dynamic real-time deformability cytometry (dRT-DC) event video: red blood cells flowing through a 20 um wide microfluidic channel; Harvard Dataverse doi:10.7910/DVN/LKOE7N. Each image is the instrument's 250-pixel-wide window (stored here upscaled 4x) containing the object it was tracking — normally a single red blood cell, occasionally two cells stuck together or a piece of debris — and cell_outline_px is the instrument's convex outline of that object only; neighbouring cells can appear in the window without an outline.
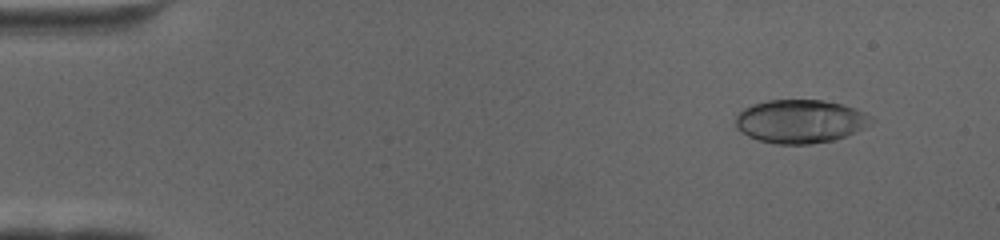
{"species": "human", "species_latin": "Homo sapiens", "temperature_condition": "cold", "stored_images_in_passage": 66, "camera_frame_rate_fps": 3000, "um_per_image_px": 0.085, "donor": {"sex": "female"}, "frame": {"image": 1, "passage_image": 5, "time_ms": 1.333, "image_size_px": [1000, 240], "cell_outline_px": [[876, 120], [872, 124], [844, 136], [832, 140], [812, 144], [776, 144], [760, 140], [748, 136], [740, 132], [736, 128], [736, 116], [744, 108], [752, 104], [768, 100], [820, 100], [840, 104], [856, 108], [872, 116]], "centroid_in_image_um": [68.03, 10.31], "position_along_channel_um": 17.0, "area_um2": 34.33}}
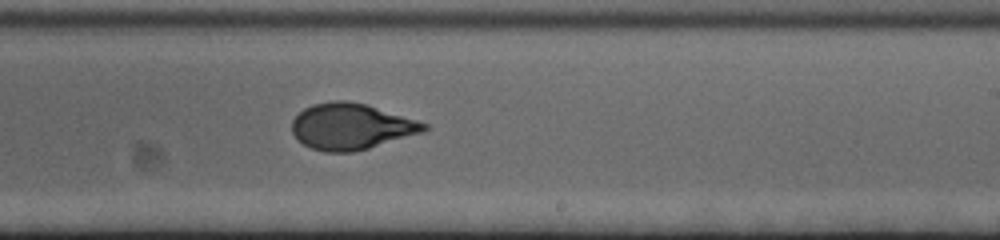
{"frame": {"image": 2, "passage_image": 40, "time_ms": 13.0, "image_size_px": [1000, 240], "cell_outline_px": [[428, 128], [424, 132], [368, 148], [352, 152], [324, 152], [312, 148], [304, 144], [292, 132], [292, 120], [304, 108], [312, 104], [332, 100], [344, 100], [368, 104], [428, 124]], "centroid_in_image_um": [29.85, 10.74], "position_along_channel_um": 259.2, "area_um2": 35.37}}
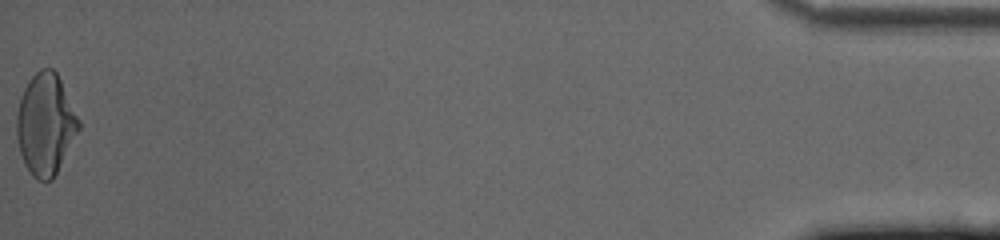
{"frame": {"image": 3, "passage_image": 66, "time_ms": 21.667, "image_size_px": [1000, 240], "cell_outline_px": [[80, 128], [52, 180], [40, 180], [32, 176], [24, 164], [20, 152], [16, 136], [16, 116], [20, 100], [24, 88], [28, 80], [40, 68], [52, 68], [56, 72], [80, 120]], "centroid_in_image_um": [3.85, 10.56], "position_along_channel_um": 431.4, "area_um2": 36.36}}